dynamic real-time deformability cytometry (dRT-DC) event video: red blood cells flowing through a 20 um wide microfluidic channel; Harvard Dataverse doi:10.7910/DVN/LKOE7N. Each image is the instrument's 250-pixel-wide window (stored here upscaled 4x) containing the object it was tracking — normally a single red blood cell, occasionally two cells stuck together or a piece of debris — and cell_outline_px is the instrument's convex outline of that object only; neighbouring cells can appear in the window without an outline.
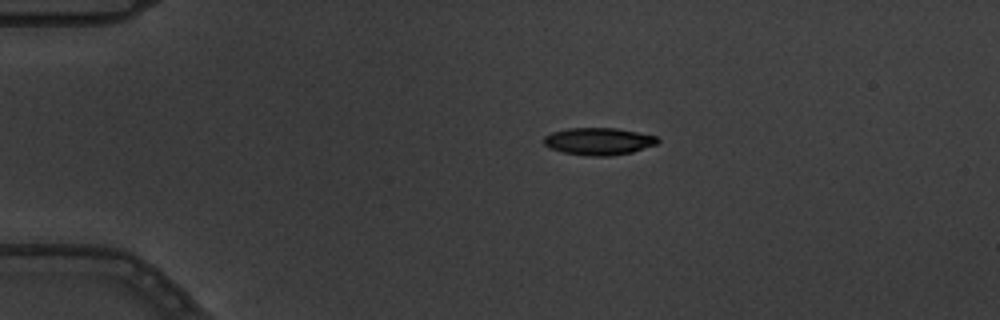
{"species": "common noctule bat (a hibernating species)", "species_latin": "Nyctalus noctula", "temperature_condition": "warm", "stored_images_in_passage": 8, "camera_frame_rate_fps": 3000, "um_per_image_px": 0.085, "animal": {"sex": "male", "body_mass_g": 19.5, "forearm_length_mm": 54.6}, "frame": {"image": 1, "passage_image": 2, "time_ms": 0.333, "image_size_px": [1000, 320], "cell_outline_px": [[660, 140], [656, 144], [632, 152], [608, 156], [592, 156], [564, 152], [552, 148], [544, 144], [544, 136], [552, 132], [568, 128], [616, 128], [656, 136]], "centroid_in_image_um": [50.89, 12.0], "position_along_channel_um": 34.1, "area_um2": 17.8}}
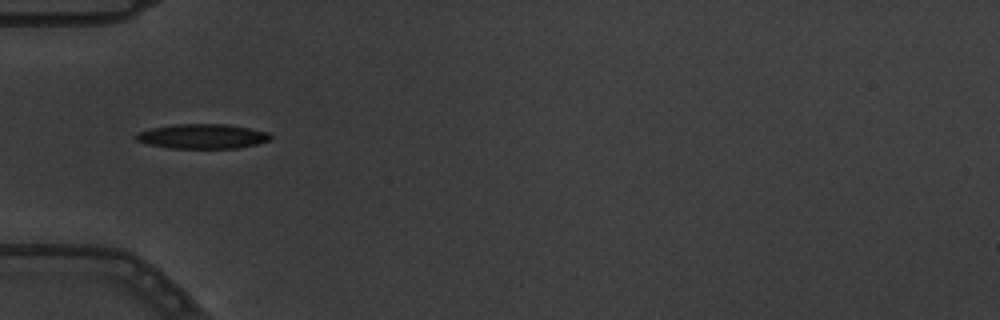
{"frame": {"image": 2, "passage_image": 4, "time_ms": 1.0, "image_size_px": [1000, 320], "cell_outline_px": [[272, 140], [256, 144], [236, 148], [168, 148], [148, 144], [136, 140], [136, 132], [152, 128], [172, 124], [224, 124], [248, 128], [268, 132], [272, 136]], "centroid_in_image_um": [17.2, 11.59], "position_along_channel_um": 67.8, "area_um2": 19.31}}
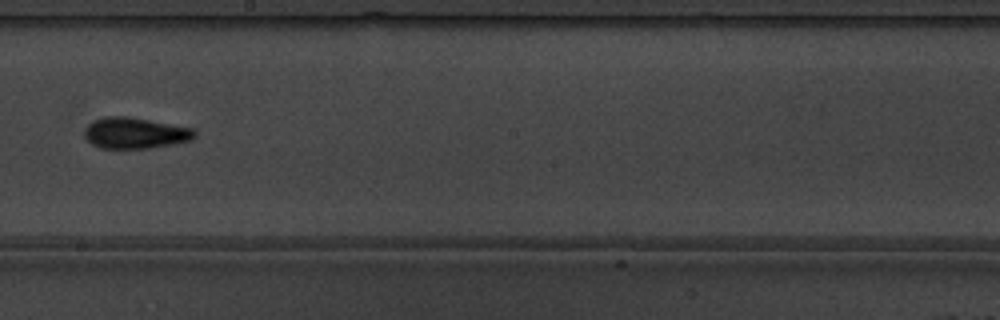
{"frame": {"image": 3, "passage_image": 8, "time_ms": 2.333, "image_size_px": [1000, 320], "cell_outline_px": [[196, 136], [192, 140], [172, 144], [148, 148], [100, 148], [92, 144], [84, 136], [84, 128], [92, 120], [104, 116], [124, 116], [148, 120], [192, 128], [196, 132]], "centroid_in_image_um": [11.44, 11.3], "position_along_channel_um": 236.8, "area_um2": 19.88}}